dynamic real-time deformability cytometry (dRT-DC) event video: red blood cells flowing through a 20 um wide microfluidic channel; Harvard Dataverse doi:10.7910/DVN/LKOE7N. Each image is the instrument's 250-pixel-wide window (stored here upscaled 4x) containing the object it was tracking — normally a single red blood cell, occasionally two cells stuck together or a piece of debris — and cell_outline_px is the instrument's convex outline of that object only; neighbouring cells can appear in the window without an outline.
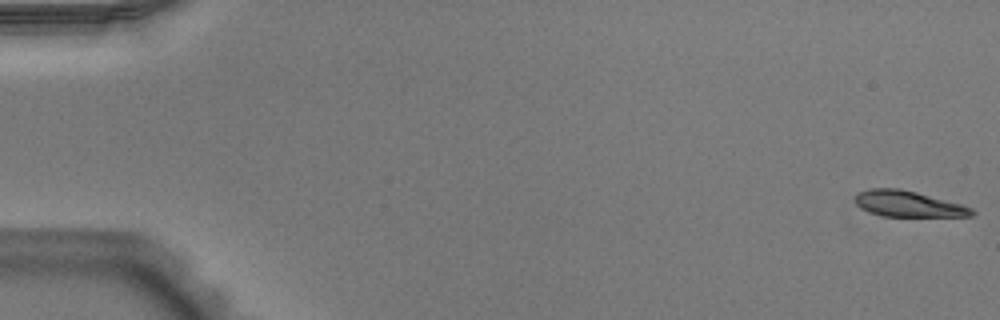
{"species": "Egyptian fruit bat (a non-hibernating species)", "species_latin": "Rousettus aegyptiacus", "temperature_condition": "warm", "stored_images_in_passage": 53, "segment_of_instrument_passage": [1, 2], "camera_frame_rate_fps": 3000, "um_per_image_px": 0.085, "animal": {"sex": "male"}, "frame": {"image": 1, "passage_image": 1, "time_ms": 0.0, "image_size_px": [1000, 320], "cell_outline_px": [[976, 212], [972, 216], [884, 216], [868, 212], [860, 208], [856, 204], [856, 196], [860, 192], [872, 188], [900, 188], [916, 192], [960, 204], [972, 208]], "centroid_in_image_um": [77.19, 17.33], "position_along_channel_um": 7.8, "area_um2": 17.4}}
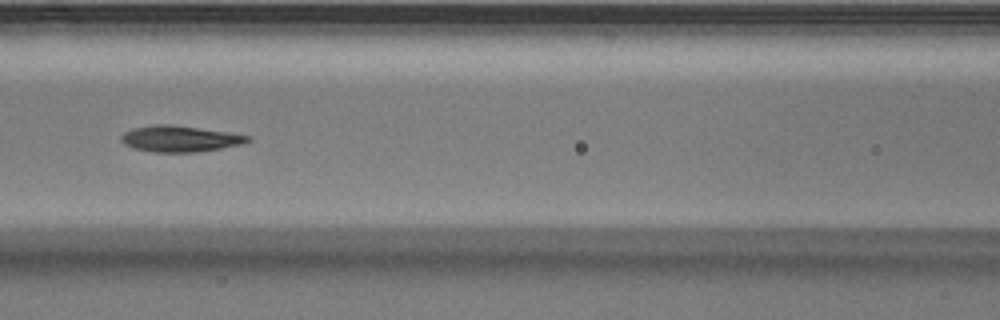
{"frame": {"image": 2, "passage_image": 24, "time_ms": 7.667, "image_size_px": [1000, 320], "cell_outline_px": [[252, 140], [244, 144], [196, 152], [152, 152], [132, 148], [124, 144], [120, 140], [120, 136], [124, 132], [132, 128], [156, 124], [168, 124], [228, 132], [252, 136]], "centroid_in_image_um": [15.28, 11.8], "position_along_channel_um": 151.3, "area_um2": 19.36}}
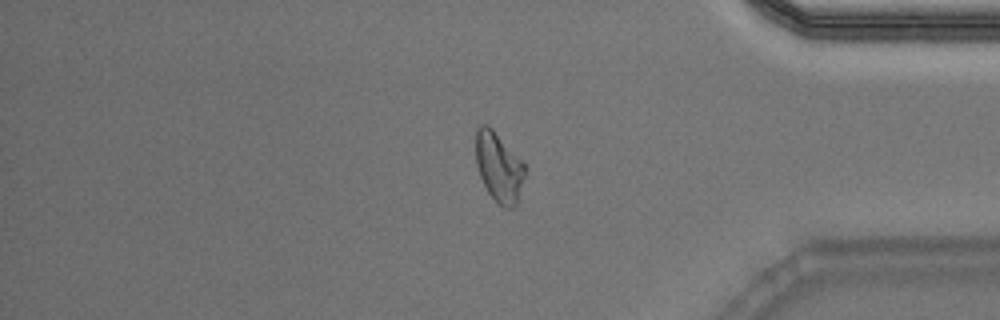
{"frame": {"image": 3, "passage_image": 44, "time_ms": 14.333, "image_size_px": [1000, 320], "cell_outline_px": [[528, 168], [516, 204], [512, 208], [504, 208], [488, 192], [480, 176], [476, 164], [476, 128], [480, 124], [488, 124], [492, 128]], "centroid_in_image_um": [42.41, 14.19], "position_along_channel_um": 392.8, "area_um2": 19.83}}